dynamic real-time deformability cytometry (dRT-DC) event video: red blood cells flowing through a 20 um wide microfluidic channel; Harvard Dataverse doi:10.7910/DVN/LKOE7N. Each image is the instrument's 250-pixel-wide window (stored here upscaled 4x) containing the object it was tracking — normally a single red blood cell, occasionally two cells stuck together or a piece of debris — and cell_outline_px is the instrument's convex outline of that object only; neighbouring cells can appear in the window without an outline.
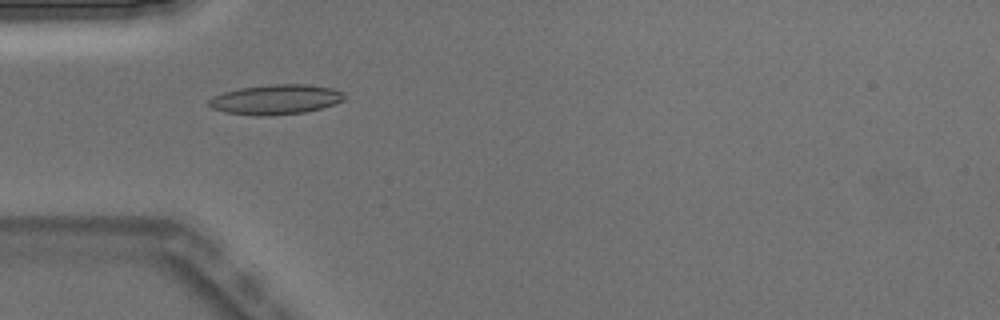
{"species": "Egyptian fruit bat (a non-hibernating species)", "species_latin": "Rousettus aegyptiacus", "temperature_condition": "warm", "stored_images_in_passage": 4, "camera_frame_rate_fps": 3000, "um_per_image_px": 0.085, "animal": {"sex": "male"}, "frame": {"image": 1, "passage_image": 2, "time_ms": 0.333, "image_size_px": [1000, 320], "cell_outline_px": [[344, 100], [320, 108], [304, 112], [272, 116], [256, 116], [224, 112], [212, 108], [208, 104], [208, 100], [212, 96], [224, 92], [240, 88], [268, 84], [308, 84], [332, 88], [344, 92]], "centroid_in_image_um": [23.41, 8.45], "position_along_channel_um": 61.6, "area_um2": 23.7}}